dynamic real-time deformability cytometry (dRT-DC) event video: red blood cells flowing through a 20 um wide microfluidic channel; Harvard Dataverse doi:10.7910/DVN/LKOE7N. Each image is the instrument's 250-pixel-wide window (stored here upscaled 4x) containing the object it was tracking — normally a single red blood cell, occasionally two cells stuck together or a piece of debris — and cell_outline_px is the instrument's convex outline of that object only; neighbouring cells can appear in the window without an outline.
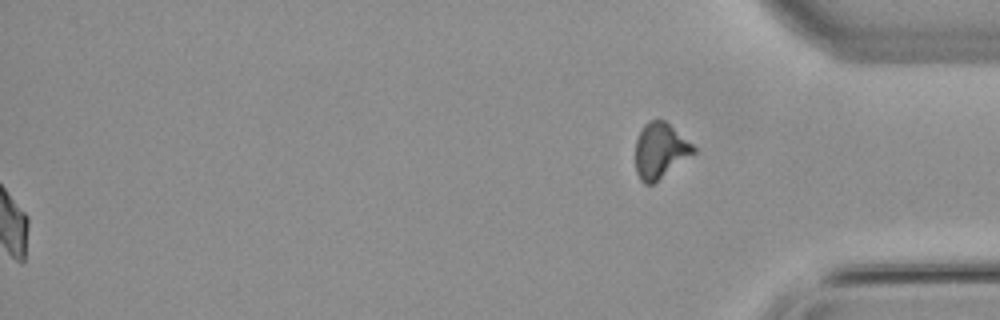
{"species": "common noctule bat (a hibernating species)", "species_latin": "Nyctalus noctula", "temperature_condition": "warm", "stored_images_in_passage": 56, "segment_of_instrument_passage": [2, 2], "camera_frame_rate_fps": 3000, "um_per_image_px": 0.085, "animal": {"sex": "male", "body_mass_g": 21.5, "forearm_length_mm": 52.0}, "frame": {"image": 1, "passage_image": 56, "time_ms": 18.333, "image_size_px": [1000, 320], "cell_outline_px": [[696, 152], [652, 184], [644, 184], [640, 180], [636, 172], [636, 140], [644, 124], [652, 120], [664, 120], [692, 144], [696, 148]], "centroid_in_image_um": [56.1, 12.81], "position_along_channel_um": 379.1, "area_um2": 18.38}}